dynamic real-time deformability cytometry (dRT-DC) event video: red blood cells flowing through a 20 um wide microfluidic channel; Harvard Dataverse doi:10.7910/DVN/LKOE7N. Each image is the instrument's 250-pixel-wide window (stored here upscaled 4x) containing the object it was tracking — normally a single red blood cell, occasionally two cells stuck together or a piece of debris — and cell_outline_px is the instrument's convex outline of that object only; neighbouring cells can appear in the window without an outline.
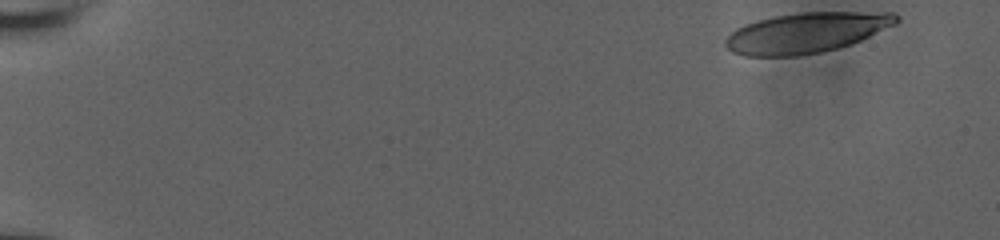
{"species": "human", "species_latin": "Homo sapiens", "temperature_condition": "room temperature", "stored_images_in_passage": 53, "camera_frame_rate_fps": 3000, "um_per_image_px": 0.085, "donor": {"sex": "male"}, "frame": {"image": 1, "passage_image": 1, "time_ms": 0.0, "image_size_px": [1000, 240], "cell_outline_px": [[900, 20], [896, 24], [860, 40], [836, 48], [820, 52], [796, 56], [744, 56], [732, 52], [724, 44], [724, 40], [736, 28], [744, 24], [776, 16], [800, 12], [892, 12], [900, 16]], "centroid_in_image_um": [68.53, 2.77], "position_along_channel_um": 16.5, "area_um2": 39.94}}
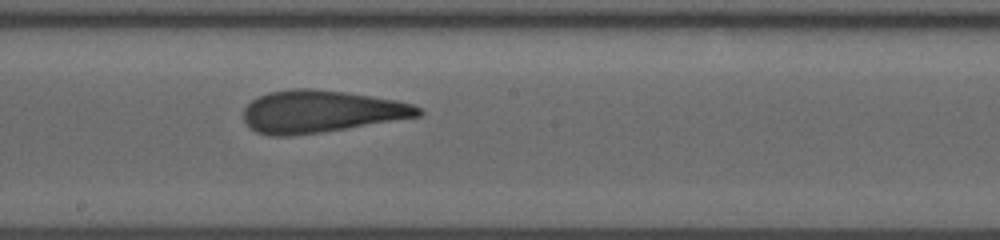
{"frame": {"image": 2, "passage_image": 30, "time_ms": 9.667, "image_size_px": [1000, 240], "cell_outline_px": [[424, 112], [420, 116], [320, 132], [288, 136], [268, 136], [256, 132], [248, 128], [244, 120], [244, 108], [252, 100], [268, 92], [292, 88], [312, 88], [344, 92], [372, 96], [396, 100], [412, 104], [424, 108]], "centroid_in_image_um": [27.25, 9.47], "position_along_channel_um": 220.9, "area_um2": 43.0}}
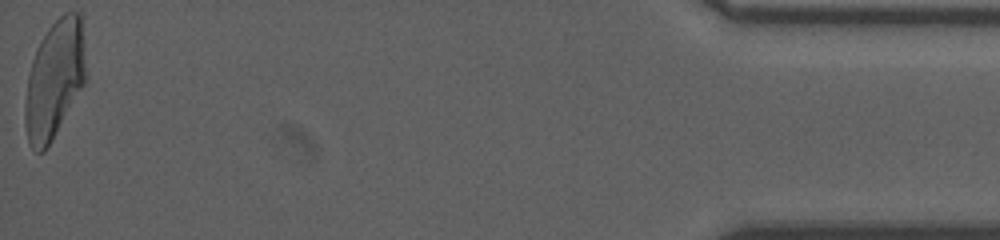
{"frame": {"image": 3, "passage_image": 53, "time_ms": 17.333, "image_size_px": [1000, 240], "cell_outline_px": [[84, 84], [44, 152], [36, 152], [28, 144], [24, 124], [24, 108], [28, 76], [32, 60], [36, 48], [40, 40], [48, 28], [64, 12], [80, 12], [84, 64]], "centroid_in_image_um": [4.57, 6.78], "position_along_channel_um": 430.6, "area_um2": 41.1}, "authors_computed_cell_mechanics": {"area_um2": 42.2518, "velocity_mm_per_s": 3.8316, "shape_relaxation_time_tau1_ms": 5.1491, "shape_relaxation_time_tau2_ms": 1.7004, "deformation_change_tau1": 0.2219, "deformation_change_tau2": 0.1263}}